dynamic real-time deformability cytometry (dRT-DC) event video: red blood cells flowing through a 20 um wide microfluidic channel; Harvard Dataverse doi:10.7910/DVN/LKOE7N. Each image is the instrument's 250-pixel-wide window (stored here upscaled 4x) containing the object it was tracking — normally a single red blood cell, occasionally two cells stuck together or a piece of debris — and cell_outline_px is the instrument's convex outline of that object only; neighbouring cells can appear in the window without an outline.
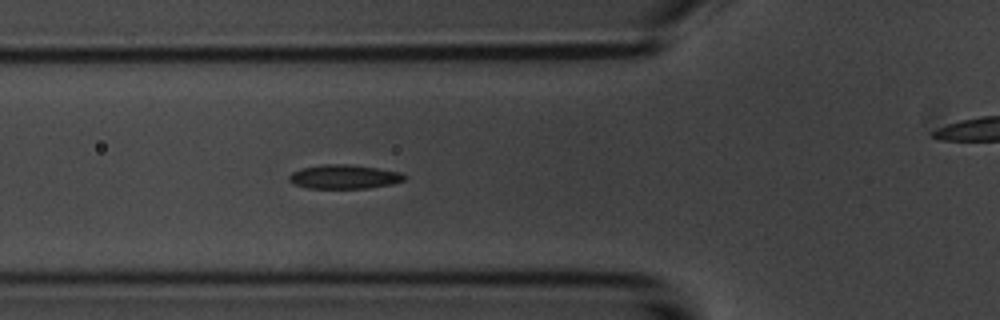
{"species": "common noctule bat (a hibernating species)", "species_latin": "Nyctalus noctula", "temperature_condition": "room temperature", "stored_images_in_passage": 7, "segment_of_instrument_passage": [1, 2], "camera_frame_rate_fps": 3000, "um_per_image_px": 0.085, "animal": {"sex": "male", "body_mass_g": 20.1, "forearm_length_mm": 53.5}, "frame": {"image": 1, "passage_image": 6, "time_ms": 5.667, "image_size_px": [1000, 320], "cell_outline_px": [[408, 176], [404, 180], [392, 184], [368, 188], [308, 188], [296, 184], [288, 180], [288, 176], [292, 172], [300, 168], [320, 164], [348, 164], [376, 168], [400, 172]], "centroid_in_image_um": [29.24, 15.02], "position_along_channel_um": 96.6, "area_um2": 16.18}}